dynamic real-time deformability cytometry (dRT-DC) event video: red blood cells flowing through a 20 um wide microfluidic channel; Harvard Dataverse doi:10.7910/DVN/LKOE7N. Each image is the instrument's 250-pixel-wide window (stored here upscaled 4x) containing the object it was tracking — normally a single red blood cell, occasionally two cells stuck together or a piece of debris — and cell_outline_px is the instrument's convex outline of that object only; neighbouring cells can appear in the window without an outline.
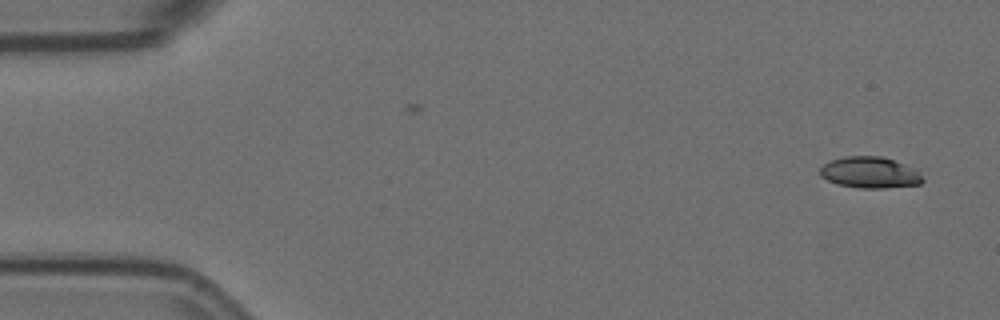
{"species": "Egyptian fruit bat (a non-hibernating species)", "species_latin": "Rousettus aegyptiacus", "temperature_condition": "room temperature", "stored_images_in_passage": 5, "camera_frame_rate_fps": 3000, "um_per_image_px": 0.085, "animal": {"sex": "female"}, "frame": {"image": 1, "passage_image": 1, "time_ms": 0.0, "image_size_px": [1000, 320], "cell_outline_px": [[924, 180], [920, 184], [884, 188], [860, 188], [836, 184], [820, 176], [820, 168], [824, 164], [832, 160], [848, 156], [880, 156], [904, 164], [920, 172]], "centroid_in_image_um": [73.94, 14.67], "position_along_channel_um": 11.1, "area_um2": 18.55}}
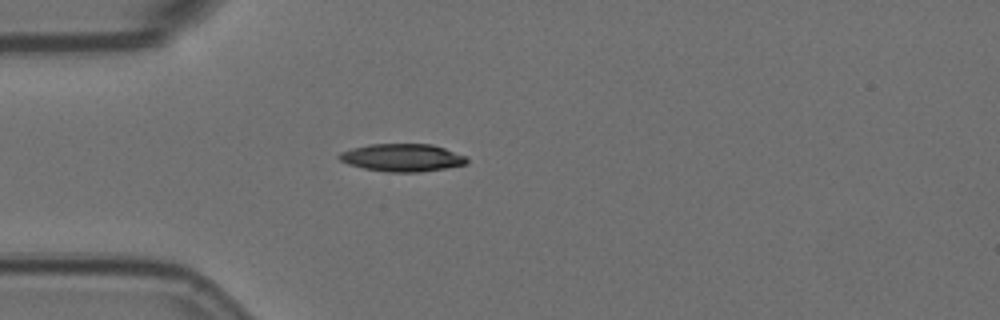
{"frame": {"image": 2, "passage_image": 5, "time_ms": 1.333, "image_size_px": [1000, 320], "cell_outline_px": [[468, 164], [420, 172], [388, 172], [364, 168], [348, 164], [340, 160], [336, 156], [340, 152], [352, 148], [368, 144], [432, 144], [468, 156]], "centroid_in_image_um": [34.2, 13.39], "position_along_channel_um": 50.8, "area_um2": 20.69}}